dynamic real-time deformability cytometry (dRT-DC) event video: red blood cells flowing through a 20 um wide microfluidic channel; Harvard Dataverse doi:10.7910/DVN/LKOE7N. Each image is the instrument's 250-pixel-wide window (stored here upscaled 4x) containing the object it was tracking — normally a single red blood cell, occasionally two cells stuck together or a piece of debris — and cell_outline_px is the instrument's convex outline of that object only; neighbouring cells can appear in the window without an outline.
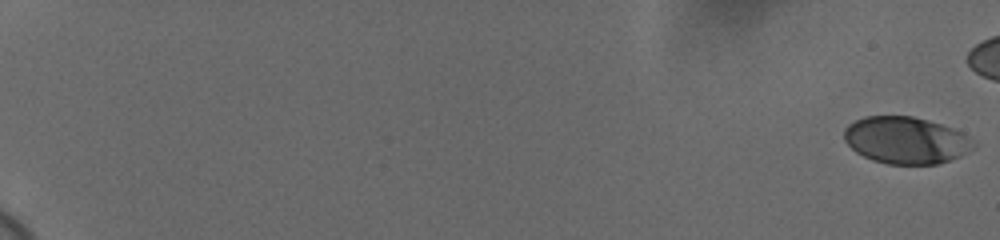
{"species": "human", "species_latin": "Homo sapiens", "temperature_condition": "cold", "stored_images_in_passage": 56, "camera_frame_rate_fps": 3000, "um_per_image_px": 0.085, "donor": {"sex": "female"}, "frame": {"image": 1, "passage_image": 1, "time_ms": 0.0, "image_size_px": [1000, 240], "cell_outline_px": [[976, 144], [972, 148], [960, 156], [936, 164], [888, 164], [872, 160], [856, 152], [844, 140], [844, 128], [848, 124], [864, 116], [912, 116], [928, 120], [952, 128], [960, 132]], "centroid_in_image_um": [76.95, 11.92], "position_along_channel_um": 8.0, "area_um2": 35.08}}
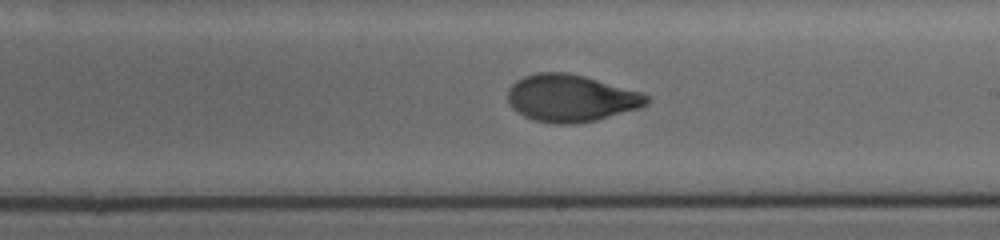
{"frame": {"image": 2, "passage_image": 39, "time_ms": 12.667, "image_size_px": [1000, 240], "cell_outline_px": [[652, 100], [648, 104], [640, 108], [596, 120], [572, 124], [552, 124], [532, 120], [516, 112], [512, 108], [508, 100], [508, 88], [516, 80], [524, 76], [536, 72], [568, 72], [584, 76], [640, 92], [648, 96]], "centroid_in_image_um": [48.51, 8.35], "position_along_channel_um": 240.5, "area_um2": 38.38}}
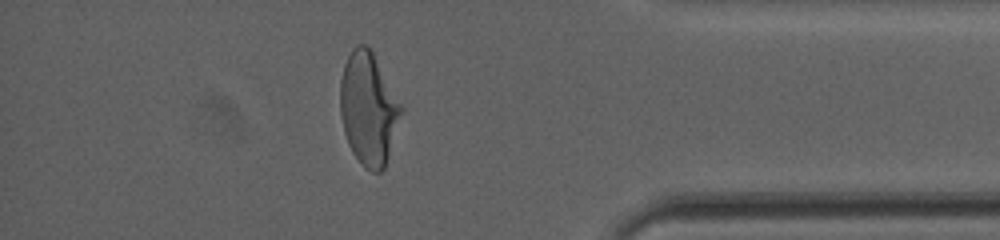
{"frame": {"image": 3, "passage_image": 54, "time_ms": 17.667, "image_size_px": [1000, 240], "cell_outline_px": [[404, 108], [384, 168], [380, 172], [372, 172], [364, 168], [360, 164], [352, 152], [348, 144], [344, 132], [340, 112], [340, 80], [344, 64], [352, 48], [356, 44], [368, 44]], "centroid_in_image_um": [31.31, 9.23], "position_along_channel_um": 403.9, "area_um2": 40.11}}